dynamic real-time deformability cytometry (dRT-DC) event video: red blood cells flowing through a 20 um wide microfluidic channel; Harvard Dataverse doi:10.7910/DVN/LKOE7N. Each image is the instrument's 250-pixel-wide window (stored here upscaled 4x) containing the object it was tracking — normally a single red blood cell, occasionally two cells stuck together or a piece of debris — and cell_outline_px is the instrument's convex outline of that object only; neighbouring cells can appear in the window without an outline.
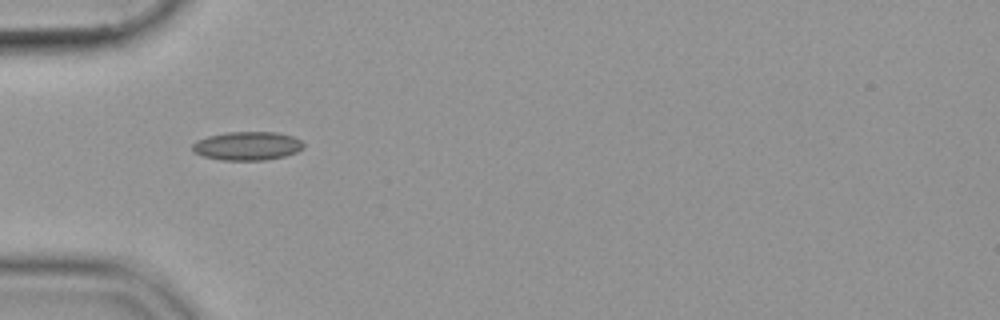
{"species": "common noctule bat (a hibernating species)", "species_latin": "Nyctalus noctula", "temperature_condition": "cold", "stored_images_in_passage": 38, "camera_frame_rate_fps": 3000, "um_per_image_px": 0.085, "animal": {"sex": "female", "body_mass_g": 19.9}, "frame": {"image": 1, "passage_image": 1, "time_ms": 0.0, "image_size_px": [1000, 320], "cell_outline_px": [[304, 148], [296, 152], [284, 156], [264, 160], [224, 160], [204, 156], [192, 152], [192, 144], [196, 140], [208, 136], [228, 132], [276, 132], [292, 136], [300, 140], [304, 144]], "centroid_in_image_um": [21.01, 12.4], "position_along_channel_um": 64.0, "area_um2": 18.5}}
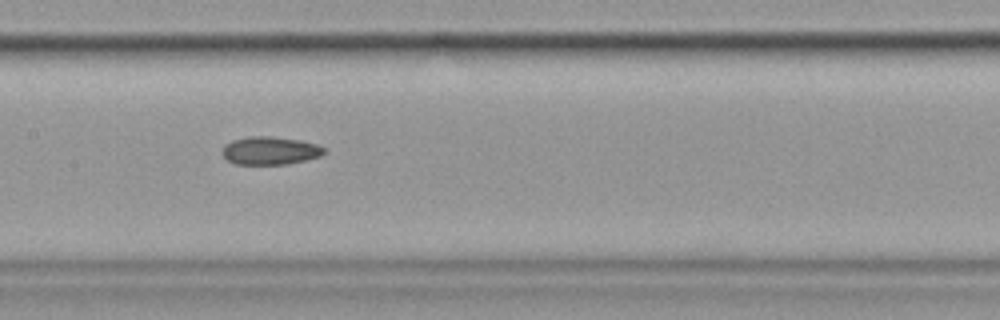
{"frame": {"image": 2, "passage_image": 11, "time_ms": 3.333, "image_size_px": [1000, 320], "cell_outline_px": [[324, 152], [320, 156], [288, 164], [236, 164], [228, 160], [224, 156], [224, 144], [232, 140], [248, 136], [272, 136], [300, 140], [316, 144], [324, 148]], "centroid_in_image_um": [22.95, 12.79], "position_along_channel_um": 184.5, "area_um2": 16.47}}
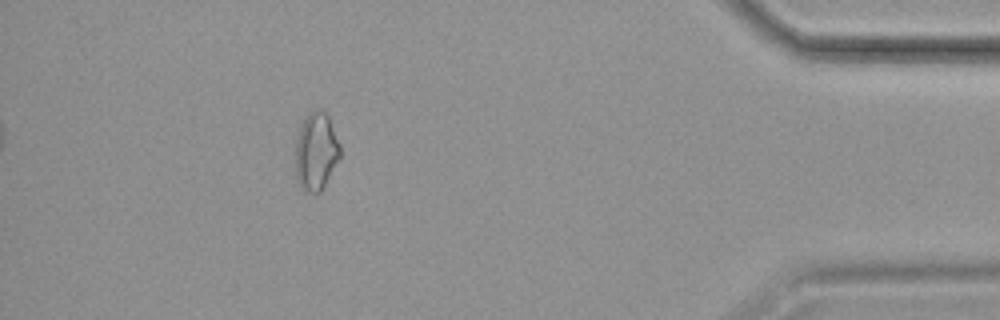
{"frame": {"image": 3, "passage_image": 33, "time_ms": 10.667, "image_size_px": [1000, 320], "cell_outline_px": [[340, 156], [324, 188], [320, 192], [308, 192], [300, 188], [296, 176], [296, 140], [300, 128], [308, 112], [316, 108], [320, 108], [328, 116], [340, 144]], "centroid_in_image_um": [26.87, 12.87], "position_along_channel_um": 408.3, "area_um2": 20.23}}